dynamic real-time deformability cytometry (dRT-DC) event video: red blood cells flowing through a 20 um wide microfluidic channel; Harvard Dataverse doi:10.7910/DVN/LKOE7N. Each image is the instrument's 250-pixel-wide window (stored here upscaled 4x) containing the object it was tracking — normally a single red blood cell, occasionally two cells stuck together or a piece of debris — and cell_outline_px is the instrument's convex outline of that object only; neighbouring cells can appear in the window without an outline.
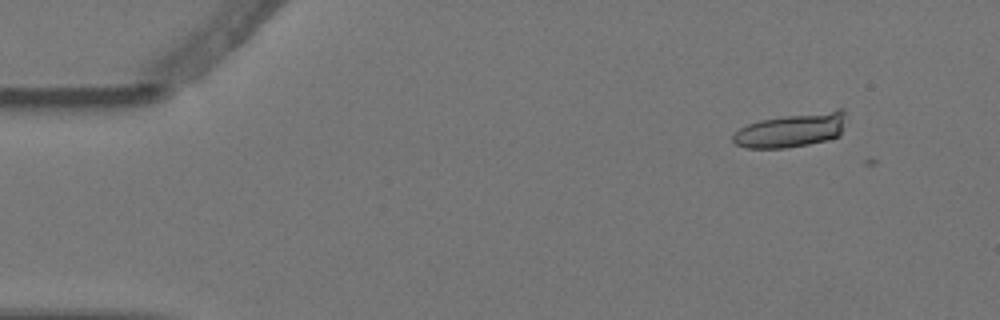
{"species": "Egyptian fruit bat (a non-hibernating species)", "species_latin": "Rousettus aegyptiacus", "temperature_condition": "warm", "stored_images_in_passage": 5, "camera_frame_rate_fps": 3000, "um_per_image_px": 0.085, "animal": {"sex": "female"}, "frame": {"image": 1, "passage_image": 2, "time_ms": 0.333, "image_size_px": [1000, 320], "cell_outline_px": [[848, 120], [840, 136], [828, 140], [808, 144], [784, 148], [748, 148], [736, 144], [732, 140], [732, 136], [740, 128], [748, 124], [760, 120], [784, 116], [836, 108], [844, 108]], "centroid_in_image_um": [67.38, 11.03], "position_along_channel_um": 17.6, "area_um2": 22.89}}